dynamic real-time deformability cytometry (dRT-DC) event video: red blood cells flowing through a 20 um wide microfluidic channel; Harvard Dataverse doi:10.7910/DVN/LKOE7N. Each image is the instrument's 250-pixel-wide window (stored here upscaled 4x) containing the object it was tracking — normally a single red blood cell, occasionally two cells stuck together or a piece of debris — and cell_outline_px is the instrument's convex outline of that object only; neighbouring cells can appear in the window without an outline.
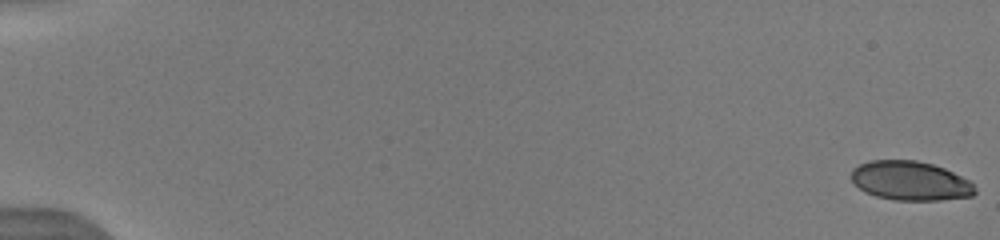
{"species": "human", "species_latin": "Homo sapiens", "temperature_condition": "warm", "stored_images_in_passage": 25, "camera_frame_rate_fps": 3000, "um_per_image_px": 0.085, "donor": {"sex": "male"}, "frame": {"image": 1, "passage_image": 1, "time_ms": 0.0, "image_size_px": [1000, 240], "cell_outline_px": [[976, 192], [972, 196], [940, 200], [896, 200], [876, 196], [864, 192], [852, 180], [852, 168], [868, 160], [916, 160], [932, 164], [944, 168], [968, 180], [976, 188]], "centroid_in_image_um": [77.37, 15.37], "position_along_channel_um": 7.6, "area_um2": 28.15}}
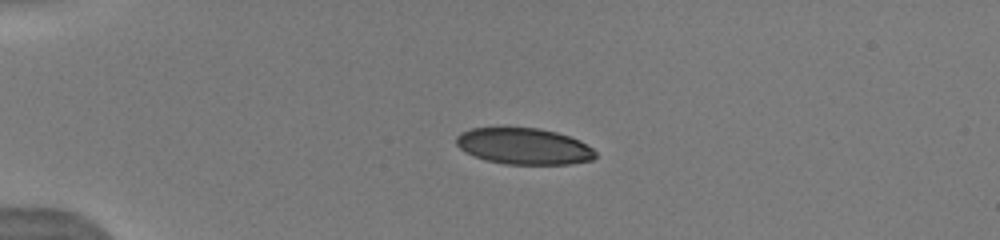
{"frame": {"image": 2, "passage_image": 18, "time_ms": 4.333, "image_size_px": [1000, 240], "cell_outline_px": [[596, 156], [592, 160], [568, 164], [504, 164], [488, 160], [464, 152], [456, 144], [456, 136], [460, 132], [472, 128], [540, 128], [556, 132], [580, 140], [592, 148], [596, 152]], "centroid_in_image_um": [44.53, 12.43], "position_along_channel_um": 40.5, "area_um2": 29.36}}